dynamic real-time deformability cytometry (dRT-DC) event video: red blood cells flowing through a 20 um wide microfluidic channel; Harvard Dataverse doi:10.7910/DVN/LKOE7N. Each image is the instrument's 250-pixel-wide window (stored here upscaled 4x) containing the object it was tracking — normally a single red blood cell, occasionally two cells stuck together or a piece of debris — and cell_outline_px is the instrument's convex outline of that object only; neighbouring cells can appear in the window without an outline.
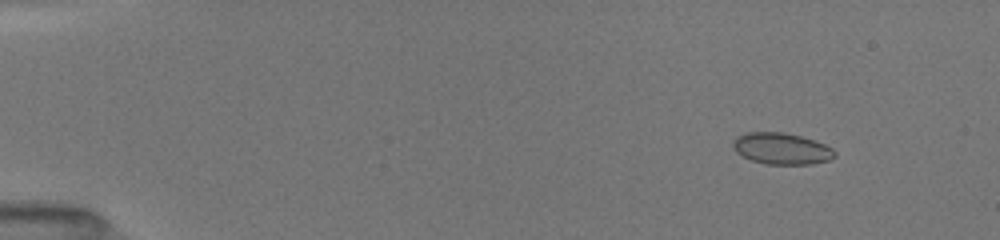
{"species": "common noctule bat (a hibernating species)", "species_latin": "Nyctalus noctula", "temperature_condition": "room temperature", "stored_images_in_passage": 18, "camera_frame_rate_fps": 3000, "um_per_image_px": 0.085, "animal": {"sex": "female", "body_mass_g": 19.5, "forearm_length_mm": 54.1}, "frame": {"image": 1, "passage_image": 3, "time_ms": 1.333, "image_size_px": [1000, 240], "cell_outline_px": [[836, 156], [828, 160], [812, 164], [768, 164], [752, 160], [736, 152], [732, 148], [732, 140], [736, 136], [748, 132], [780, 132], [800, 136], [824, 144], [832, 148], [836, 152]], "centroid_in_image_um": [66.41, 12.63], "position_along_channel_um": 18.6, "area_um2": 18.55}}
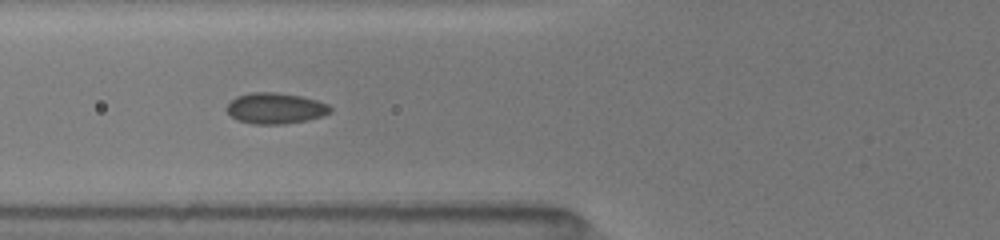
{"frame": {"image": 2, "passage_image": 11, "time_ms": 6.333, "image_size_px": [1000, 240], "cell_outline_px": [[332, 112], [308, 120], [284, 124], [252, 124], [236, 120], [224, 108], [236, 96], [252, 92], [276, 92], [300, 96], [316, 100], [328, 104], [332, 108]], "centroid_in_image_um": [23.39, 9.21], "position_along_channel_um": 102.4, "area_um2": 18.73}}
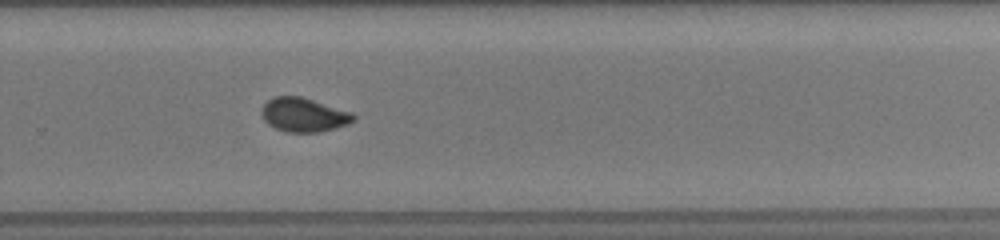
{"frame": {"image": 3, "passage_image": 18, "time_ms": 11.333, "image_size_px": [1000, 240], "cell_outline_px": [[356, 120], [348, 124], [336, 128], [320, 132], [288, 132], [276, 128], [268, 124], [264, 120], [260, 112], [264, 104], [268, 100], [276, 96], [300, 96], [352, 112], [356, 116]], "centroid_in_image_um": [25.83, 9.76], "position_along_channel_um": 304.0, "area_um2": 18.21}}